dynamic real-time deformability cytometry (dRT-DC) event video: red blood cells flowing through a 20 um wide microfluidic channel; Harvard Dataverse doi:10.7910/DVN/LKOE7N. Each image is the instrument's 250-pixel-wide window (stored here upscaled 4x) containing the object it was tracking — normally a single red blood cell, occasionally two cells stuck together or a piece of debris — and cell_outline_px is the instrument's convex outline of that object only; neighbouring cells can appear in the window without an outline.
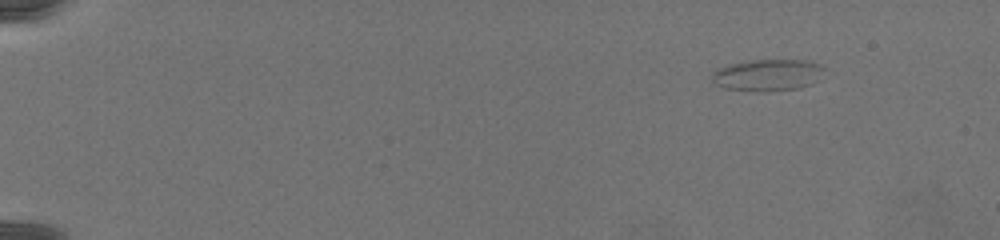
{"species": "common noctule bat (a hibernating species)", "species_latin": "Nyctalus noctula", "temperature_condition": "warm", "stored_images_in_passage": 7, "camera_frame_rate_fps": 3000, "um_per_image_px": 0.085, "animal": {"sex": "female", "body_mass_g": 19.5, "forearm_length_mm": 54.1}, "frame": {"image": 1, "passage_image": 1, "time_ms": 0.0, "image_size_px": [1000, 240], "cell_outline_px": [[824, 68], [820, 80], [800, 88], [760, 92], [724, 88], [716, 84], [712, 80], [712, 72], [720, 68], [732, 64], [756, 60], [804, 60], [820, 64]], "centroid_in_image_um": [65.29, 6.39], "position_along_channel_um": 19.7, "area_um2": 20.63}}